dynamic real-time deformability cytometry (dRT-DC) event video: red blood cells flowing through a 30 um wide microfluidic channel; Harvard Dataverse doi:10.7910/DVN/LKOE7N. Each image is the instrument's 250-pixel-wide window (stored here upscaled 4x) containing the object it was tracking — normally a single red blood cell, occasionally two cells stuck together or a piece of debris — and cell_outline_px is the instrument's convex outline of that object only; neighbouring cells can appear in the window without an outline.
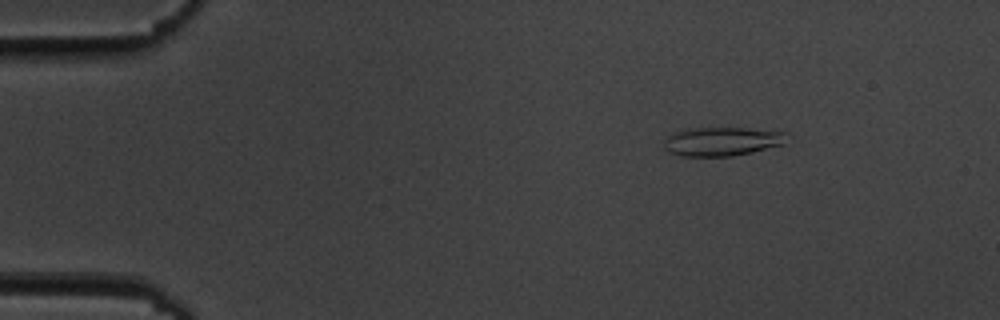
{"species": "common noctule bat (a hibernating species)", "species_latin": "Nyctalus noctula", "temperature_condition": "cold", "stored_images_in_passage": 55, "camera_frame_rate_fps": 3000, "um_per_image_px": 0.085, "animal": {"sex": "male", "body_mass_g": 19.5, "forearm_length_mm": 54.6}, "frame": {"image": 1, "passage_image": 7, "time_ms": 2.0, "image_size_px": [1000, 320], "cell_outline_px": [[784, 132], [780, 144], [752, 152], [732, 156], [680, 156], [668, 152], [664, 148], [664, 136], [688, 128], [744, 128]], "centroid_in_image_um": [61.2, 12.03], "position_along_channel_um": 23.8, "area_um2": 20.23}}
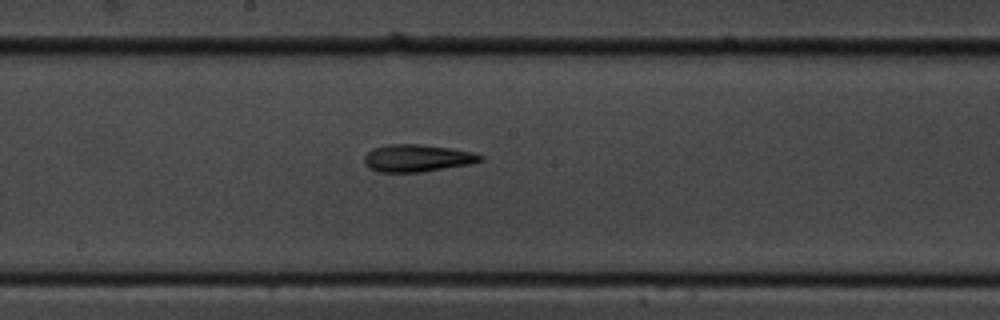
{"frame": {"image": 2, "passage_image": 29, "time_ms": 9.333, "image_size_px": [1000, 320], "cell_outline_px": [[484, 160], [472, 164], [420, 172], [380, 172], [368, 168], [364, 164], [364, 156], [372, 148], [388, 144], [424, 144], [452, 148], [472, 152], [484, 156]], "centroid_in_image_um": [35.47, 13.43], "position_along_channel_um": 212.7, "area_um2": 18.73}}
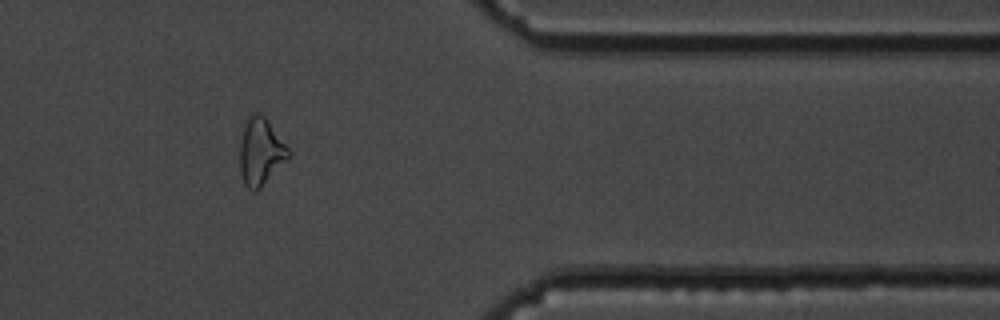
{"frame": {"image": 3, "passage_image": 45, "time_ms": 14.667, "image_size_px": [1000, 320], "cell_outline_px": [[292, 156], [256, 192], [252, 192], [244, 184], [240, 172], [240, 144], [244, 128], [248, 116], [252, 112], [256, 112], [264, 116], [268, 120], [292, 152]], "centroid_in_image_um": [22.18, 12.91], "position_along_channel_um": 389.2, "area_um2": 19.25}, "authors_computed_cell_mechanics": {"area_um2": 18.7272, "velocity_mm_per_s": 3.6293, "shape_relaxation_time_tau1_ms": 7.4692, "shape_relaxation_time_tau2_ms": 4.609, "deformation_change_tau1": 0.1607, "deformation_change_tau2": 0.1588}}